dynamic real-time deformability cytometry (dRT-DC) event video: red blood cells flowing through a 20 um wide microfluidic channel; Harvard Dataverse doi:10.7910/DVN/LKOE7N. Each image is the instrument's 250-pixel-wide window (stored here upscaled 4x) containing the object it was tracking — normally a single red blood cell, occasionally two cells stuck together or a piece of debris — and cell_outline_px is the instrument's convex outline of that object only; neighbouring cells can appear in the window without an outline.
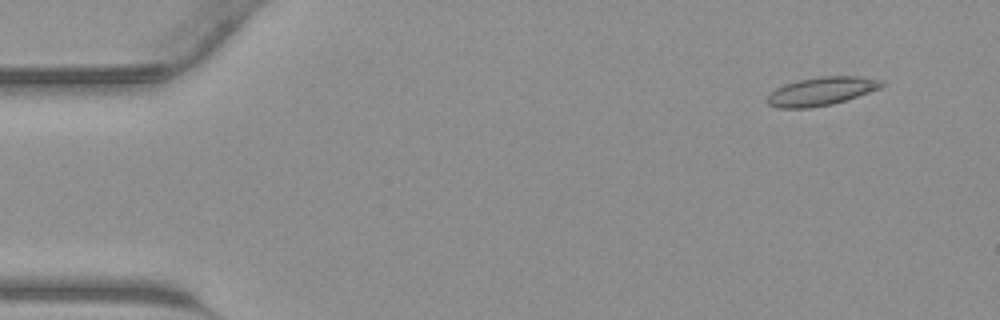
{"species": "common noctule bat (a hibernating species)", "species_latin": "Nyctalus noctula", "temperature_condition": "warm", "stored_images_in_passage": 44, "camera_frame_rate_fps": 3000, "um_per_image_px": 0.085, "animal": {"sex": "male", "body_mass_g": 23.1, "forearm_length_mm": 52.7}, "frame": {"image": 1, "passage_image": 4, "time_ms": 1.0, "image_size_px": [1000, 320], "cell_outline_px": [[884, 84], [880, 88], [832, 104], [808, 108], [776, 108], [768, 104], [768, 92], [784, 84], [800, 80], [820, 76], [860, 76], [884, 80]], "centroid_in_image_um": [69.79, 7.75], "position_along_channel_um": 15.2, "area_um2": 18.84}}
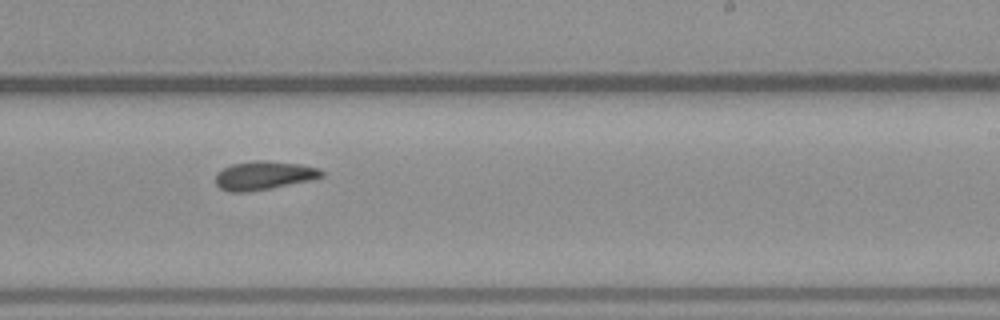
{"frame": {"image": 2, "passage_image": 27, "time_ms": 8.667, "image_size_px": [1000, 320], "cell_outline_px": [[324, 176], [312, 180], [272, 188], [248, 192], [228, 192], [220, 188], [216, 184], [216, 172], [232, 164], [300, 164], [320, 168], [324, 172]], "centroid_in_image_um": [22.44, 14.99], "position_along_channel_um": 266.6, "area_um2": 16.76}}
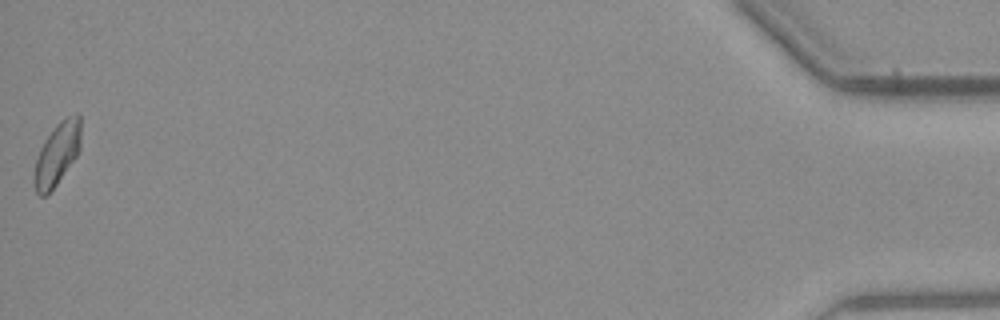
{"frame": {"image": 3, "passage_image": 44, "time_ms": 14.333, "image_size_px": [1000, 320], "cell_outline_px": [[80, 148], [76, 156], [56, 184], [44, 196], [40, 196], [36, 192], [36, 160], [40, 148], [44, 140], [56, 124], [60, 120], [76, 112], [80, 112]], "centroid_in_image_um": [4.89, 12.99], "position_along_channel_um": 430.3, "area_um2": 16.47}}